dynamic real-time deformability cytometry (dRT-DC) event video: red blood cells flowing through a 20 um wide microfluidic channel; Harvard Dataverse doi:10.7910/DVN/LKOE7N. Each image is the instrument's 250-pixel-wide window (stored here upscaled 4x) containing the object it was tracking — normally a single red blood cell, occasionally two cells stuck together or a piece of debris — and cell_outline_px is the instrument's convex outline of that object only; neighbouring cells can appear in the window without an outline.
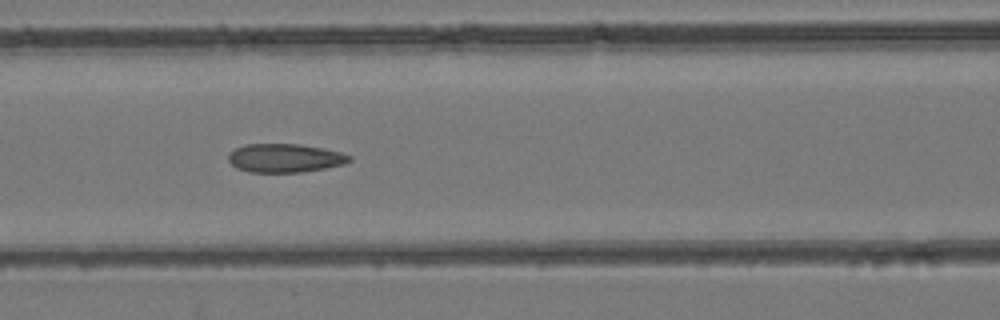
{"species": "common noctule bat (a hibernating species)", "species_latin": "Nyctalus noctula", "temperature_condition": "room temperature", "stored_images_in_passage": 12, "camera_frame_rate_fps": 3000, "um_per_image_px": 0.085, "animal": {"sex": "female", "body_mass_g": 24.6, "forearm_length_mm": 56.2}, "frame": {"image": 1, "passage_image": 10, "time_ms": 3.0, "image_size_px": [1000, 320], "cell_outline_px": [[352, 160], [344, 164], [304, 172], [248, 172], [236, 168], [228, 160], [228, 156], [236, 148], [244, 144], [296, 144], [320, 148], [340, 152], [352, 156]], "centroid_in_image_um": [24.21, 13.44], "position_along_channel_um": 142.4, "area_um2": 20.06}}
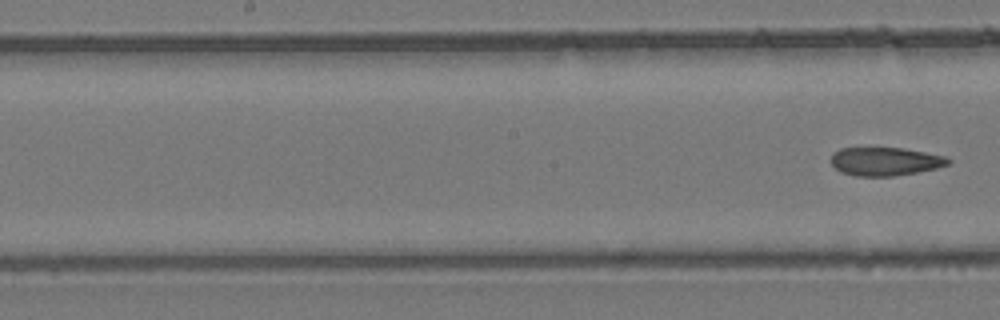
{"frame": {"image": 2, "passage_image": 12, "time_ms": 3.667, "image_size_px": [1000, 320], "cell_outline_px": [[952, 160], [948, 164], [936, 168], [916, 172], [892, 176], [856, 176], [840, 172], [832, 164], [832, 152], [840, 148], [904, 148], [944, 156]], "centroid_in_image_um": [75.22, 13.72], "position_along_channel_um": 173.0, "area_um2": 19.25}}